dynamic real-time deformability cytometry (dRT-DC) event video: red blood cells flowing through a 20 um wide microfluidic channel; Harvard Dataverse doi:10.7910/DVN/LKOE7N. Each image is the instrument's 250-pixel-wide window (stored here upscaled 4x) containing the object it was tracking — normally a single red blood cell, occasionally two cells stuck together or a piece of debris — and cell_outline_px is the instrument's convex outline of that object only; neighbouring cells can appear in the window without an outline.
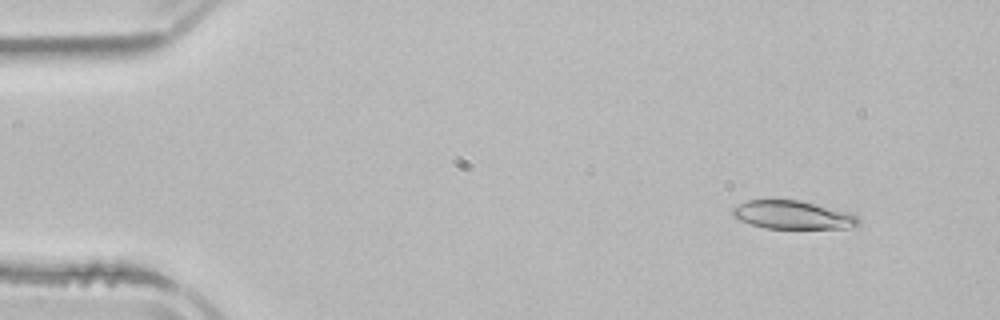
{"species": "common noctule bat (a hibernating species)", "species_latin": "Nyctalus noctula", "temperature_condition": "room temperature", "stored_images_in_passage": 4, "camera_frame_rate_fps": 3000, "um_per_image_px": 0.085, "animal": {"sex": "male", "body_mass_g": 21.5, "forearm_length_mm": 52.0}, "frame": {"image": 1, "passage_image": 1, "time_ms": 0.0, "image_size_px": [1000, 320], "cell_outline_px": [[860, 224], [848, 228], [764, 228], [740, 220], [732, 216], [732, 208], [748, 200], [800, 200], [852, 212], [860, 220]], "centroid_in_image_um": [67.42, 18.26], "position_along_channel_um": 17.6, "area_um2": 20.81}}